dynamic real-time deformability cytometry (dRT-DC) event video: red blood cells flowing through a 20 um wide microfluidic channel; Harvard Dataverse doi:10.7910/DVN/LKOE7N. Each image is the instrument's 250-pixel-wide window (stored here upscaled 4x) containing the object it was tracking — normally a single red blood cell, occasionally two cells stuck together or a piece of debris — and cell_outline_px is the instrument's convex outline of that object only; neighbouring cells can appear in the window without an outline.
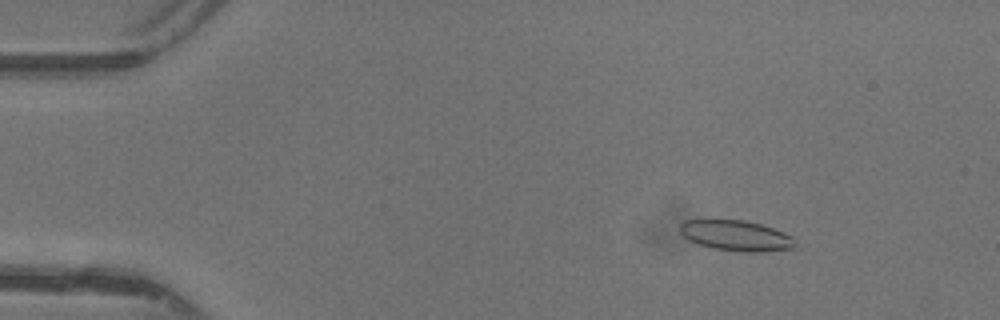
{"species": "common noctule bat (a hibernating species)", "species_latin": "Nyctalus noctula", "temperature_condition": "warm", "stored_images_in_passage": 48, "camera_frame_rate_fps": 3000, "um_per_image_px": 0.085, "animal": {"sex": "female"}, "frame": {"image": 1, "passage_image": 7, "time_ms": 2.0, "image_size_px": [1000, 320], "cell_outline_px": [[796, 248], [760, 252], [740, 252], [712, 248], [688, 240], [680, 232], [680, 224], [684, 220], [744, 220], [760, 224], [784, 232], [792, 236], [796, 244]], "centroid_in_image_um": [62.58, 20.04], "position_along_channel_um": 22.4, "area_um2": 20.52}}
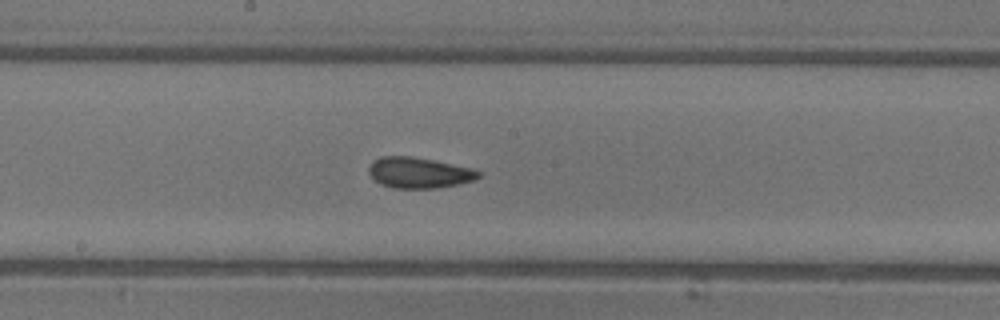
{"frame": {"image": 2, "passage_image": 26, "time_ms": 8.333, "image_size_px": [1000, 320], "cell_outline_px": [[480, 176], [476, 180], [460, 184], [436, 188], [392, 188], [380, 184], [368, 172], [368, 168], [372, 160], [380, 156], [412, 156], [436, 160], [472, 168], [480, 172]], "centroid_in_image_um": [35.62, 14.67], "position_along_channel_um": 212.6, "area_um2": 19.94}}
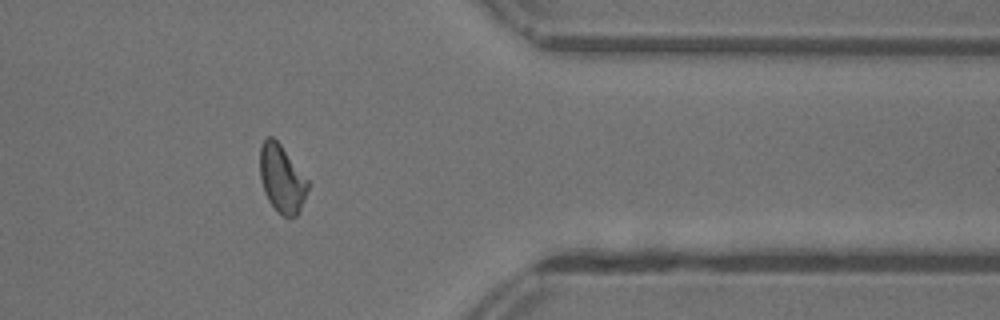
{"frame": {"image": 3, "passage_image": 39, "time_ms": 12.667, "image_size_px": [1000, 320], "cell_outline_px": [[308, 188], [300, 212], [296, 216], [288, 220], [276, 212], [268, 200], [264, 192], [260, 180], [260, 148], [264, 140], [268, 136], [272, 136], [280, 144], [308, 180]], "centroid_in_image_um": [23.95, 15.25], "position_along_channel_um": 387.5, "area_um2": 19.07}, "authors_computed_cell_mechanics": {"area_um2": 19.363, "velocity_mm_per_s": 4.4044, "shape_relaxation_time_tau1_ms": 7.9426, "shape_relaxation_time_tau2_ms": 1.3957, "deformation_change_tau1": 0.1507, "deformation_change_tau2": 0.0657}}